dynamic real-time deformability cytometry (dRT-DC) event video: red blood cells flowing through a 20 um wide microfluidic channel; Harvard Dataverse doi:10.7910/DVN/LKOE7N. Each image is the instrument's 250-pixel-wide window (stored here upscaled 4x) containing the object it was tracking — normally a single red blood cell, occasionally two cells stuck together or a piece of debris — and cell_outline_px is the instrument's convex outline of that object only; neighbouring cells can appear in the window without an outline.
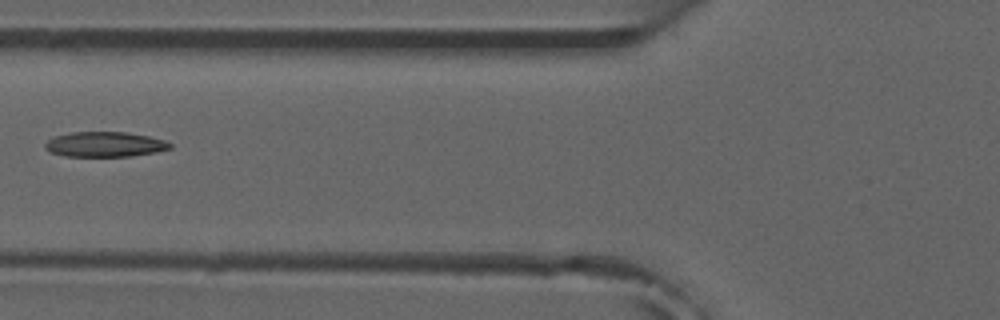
{"species": "common noctule bat (a hibernating species)", "species_latin": "Nyctalus noctula", "temperature_condition": "room temperature", "stored_images_in_passage": 5, "camera_frame_rate_fps": 3000, "um_per_image_px": 0.085, "animal": {"sex": "male", "forearm_length_mm": 52.5}, "frame": {"image": 1, "passage_image": 4, "time_ms": 3.667, "image_size_px": [1000, 320], "cell_outline_px": [[172, 148], [156, 152], [132, 156], [64, 156], [48, 152], [44, 148], [44, 144], [48, 140], [56, 136], [72, 132], [124, 132], [148, 136], [164, 140], [172, 144]], "centroid_in_image_um": [8.89, 12.28], "position_along_channel_um": 116.9, "area_um2": 18.26}}
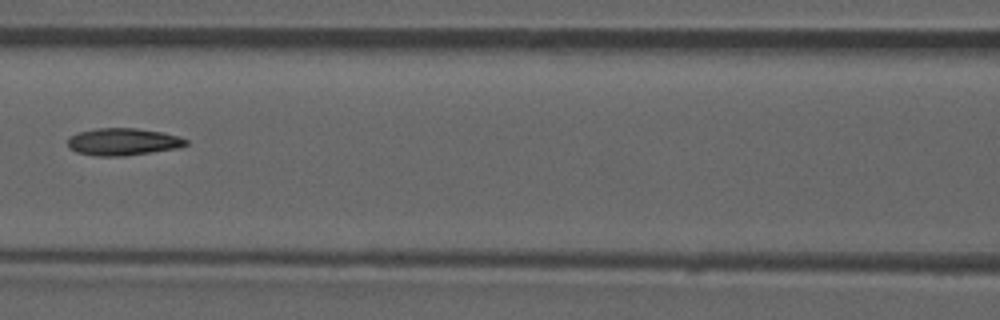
{"frame": {"image": 2, "passage_image": 5, "time_ms": 4.667, "image_size_px": [1000, 320], "cell_outline_px": [[188, 144], [180, 148], [124, 156], [96, 156], [76, 152], [68, 148], [68, 136], [76, 132], [96, 128], [136, 128], [164, 132], [180, 136], [188, 140]], "centroid_in_image_um": [10.46, 12.04], "position_along_channel_um": 156.1, "area_um2": 19.13}}